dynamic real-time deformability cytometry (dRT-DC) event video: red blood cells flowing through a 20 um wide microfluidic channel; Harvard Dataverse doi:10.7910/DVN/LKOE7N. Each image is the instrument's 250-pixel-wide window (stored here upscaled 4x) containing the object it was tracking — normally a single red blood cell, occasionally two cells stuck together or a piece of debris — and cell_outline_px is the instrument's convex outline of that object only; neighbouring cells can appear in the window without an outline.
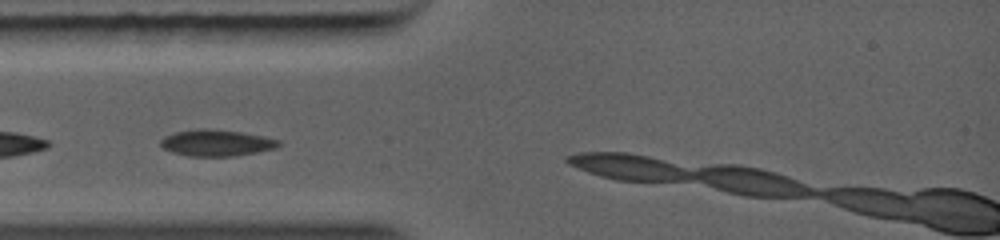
{"species": "common noctule bat (a hibernating species)", "species_latin": "Nyctalus noctula", "temperature_condition": "warm", "stored_images_in_passage": 2, "camera_frame_rate_fps": 5000, "um_per_image_px": 0.085, "animal": {"sex": "female", "body_mass_g": 19.0, "forearm_length_mm": 56.7}, "frame": {"image": 1, "passage_image": 1, "time_ms": 0.0, "image_size_px": [1000, 240], "cell_outline_px": [[280, 144], [276, 148], [256, 152], [232, 156], [188, 156], [172, 152], [164, 148], [160, 144], [160, 140], [164, 136], [176, 132], [200, 128], [208, 128], [240, 132], [264, 136], [280, 140]], "centroid_in_image_um": [18.39, 12.14], "position_along_channel_um": 66.6, "area_um2": 18.09}}